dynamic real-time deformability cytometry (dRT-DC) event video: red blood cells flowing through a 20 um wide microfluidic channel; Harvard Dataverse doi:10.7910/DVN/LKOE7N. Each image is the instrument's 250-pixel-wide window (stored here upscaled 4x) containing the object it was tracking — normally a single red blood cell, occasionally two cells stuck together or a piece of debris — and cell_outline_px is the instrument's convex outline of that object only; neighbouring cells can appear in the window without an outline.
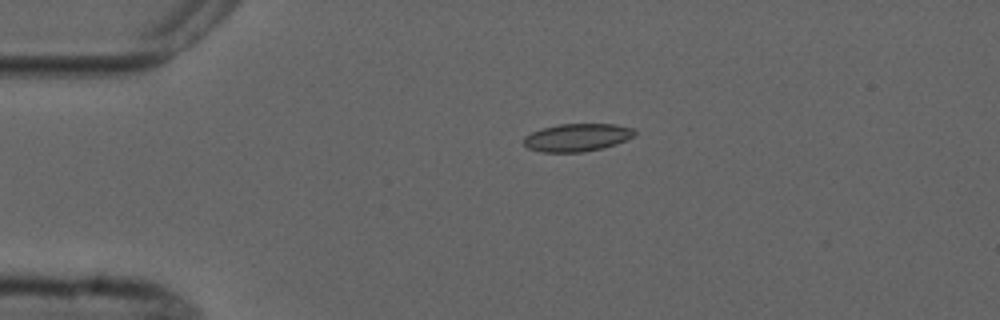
{"species": "common noctule bat (a hibernating species)", "species_latin": "Nyctalus noctula", "temperature_condition": "cold", "stored_images_in_passage": 2, "camera_frame_rate_fps": 3000, "um_per_image_px": 0.085, "animal": {"sex": "male", "forearm_length_mm": 52.5}, "frame": {"image": 1, "passage_image": 2, "time_ms": 1.333, "image_size_px": [1000, 320], "cell_outline_px": [[636, 132], [632, 136], [616, 144], [584, 152], [544, 152], [528, 148], [524, 144], [524, 136], [540, 128], [560, 124], [616, 124], [632, 128]], "centroid_in_image_um": [49.02, 11.68], "position_along_channel_um": 36.0, "area_um2": 17.8}}